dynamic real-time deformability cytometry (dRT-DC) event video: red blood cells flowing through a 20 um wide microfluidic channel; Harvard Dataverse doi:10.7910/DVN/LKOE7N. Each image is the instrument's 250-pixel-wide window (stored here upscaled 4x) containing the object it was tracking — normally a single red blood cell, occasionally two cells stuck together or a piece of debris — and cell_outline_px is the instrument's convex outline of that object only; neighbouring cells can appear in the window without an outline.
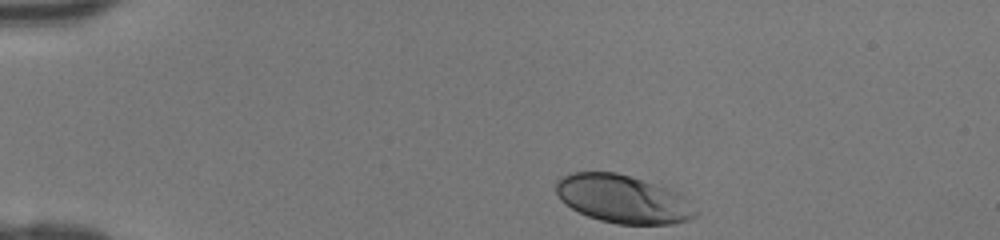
{"species": "human", "species_latin": "Homo sapiens", "temperature_condition": "room temperature", "stored_images_in_passage": 32, "camera_frame_rate_fps": 3000, "um_per_image_px": 0.085, "donor": {"sex": "female"}, "frame": {"image": 1, "passage_image": 1, "time_ms": 0.0, "image_size_px": [1000, 240], "cell_outline_px": [[696, 216], [688, 220], [672, 224], [616, 224], [600, 220], [588, 216], [572, 208], [560, 200], [556, 192], [556, 180], [560, 176], [572, 172], [616, 172], [668, 188], [684, 196], [688, 200], [696, 212]], "centroid_in_image_um": [52.92, 16.91], "position_along_channel_um": 32.1, "area_um2": 38.96}}
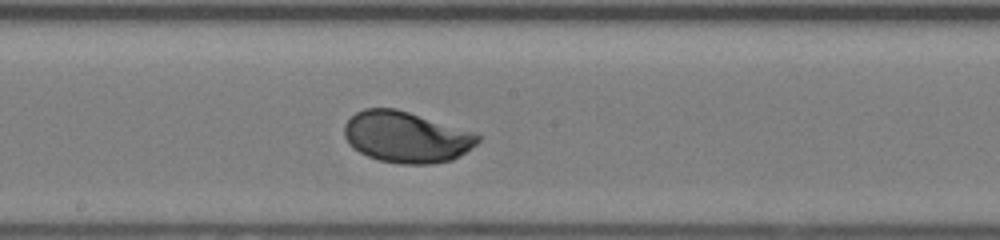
{"frame": {"image": 2, "passage_image": 18, "time_ms": 5.667, "image_size_px": [1000, 240], "cell_outline_px": [[480, 140], [472, 148], [452, 160], [432, 164], [400, 164], [380, 160], [368, 156], [352, 148], [348, 144], [344, 136], [344, 124], [356, 112], [364, 108], [396, 108], [476, 132], [480, 136]], "centroid_in_image_um": [34.54, 11.64], "position_along_channel_um": 213.7, "area_um2": 40.06}}
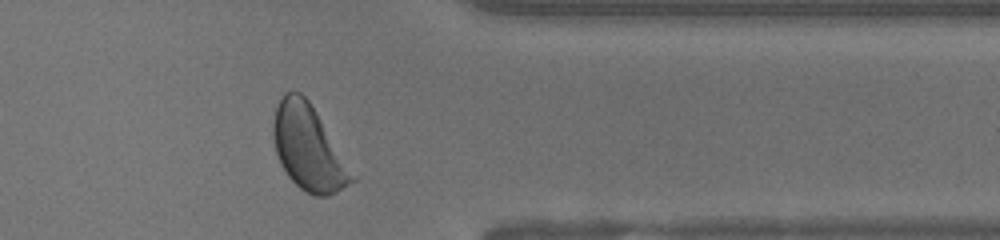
{"frame": {"image": 3, "passage_image": 30, "time_ms": 9.667, "image_size_px": [1000, 240], "cell_outline_px": [[356, 180], [336, 192], [328, 196], [316, 196], [300, 188], [288, 176], [280, 164], [276, 152], [272, 136], [272, 124], [276, 104], [284, 92], [300, 92], [308, 100], [356, 176]], "centroid_in_image_um": [26.19, 12.57], "position_along_channel_um": 385.2, "area_um2": 38.61}}